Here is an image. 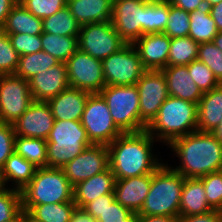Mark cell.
Listing matches in <instances>:
<instances>
[{"mask_svg":"<svg viewBox=\"0 0 222 222\" xmlns=\"http://www.w3.org/2000/svg\"><path fill=\"white\" fill-rule=\"evenodd\" d=\"M207 202L205 188L199 178H185L179 206V216L212 212Z\"/></svg>","mask_w":222,"mask_h":222,"instance_id":"25","label":"cell"},{"mask_svg":"<svg viewBox=\"0 0 222 222\" xmlns=\"http://www.w3.org/2000/svg\"><path fill=\"white\" fill-rule=\"evenodd\" d=\"M42 51L66 62L78 49V37L59 36L43 32L41 34Z\"/></svg>","mask_w":222,"mask_h":222,"instance_id":"33","label":"cell"},{"mask_svg":"<svg viewBox=\"0 0 222 222\" xmlns=\"http://www.w3.org/2000/svg\"><path fill=\"white\" fill-rule=\"evenodd\" d=\"M25 222H37L33 218H31L27 211H25Z\"/></svg>","mask_w":222,"mask_h":222,"instance_id":"57","label":"cell"},{"mask_svg":"<svg viewBox=\"0 0 222 222\" xmlns=\"http://www.w3.org/2000/svg\"><path fill=\"white\" fill-rule=\"evenodd\" d=\"M67 7L80 26L111 21L113 0H67Z\"/></svg>","mask_w":222,"mask_h":222,"instance_id":"23","label":"cell"},{"mask_svg":"<svg viewBox=\"0 0 222 222\" xmlns=\"http://www.w3.org/2000/svg\"><path fill=\"white\" fill-rule=\"evenodd\" d=\"M139 222H179V217L139 215Z\"/></svg>","mask_w":222,"mask_h":222,"instance_id":"51","label":"cell"},{"mask_svg":"<svg viewBox=\"0 0 222 222\" xmlns=\"http://www.w3.org/2000/svg\"><path fill=\"white\" fill-rule=\"evenodd\" d=\"M198 46L191 37L171 38L168 66L189 65L197 60Z\"/></svg>","mask_w":222,"mask_h":222,"instance_id":"36","label":"cell"},{"mask_svg":"<svg viewBox=\"0 0 222 222\" xmlns=\"http://www.w3.org/2000/svg\"><path fill=\"white\" fill-rule=\"evenodd\" d=\"M213 43L222 51V32H218L213 39Z\"/></svg>","mask_w":222,"mask_h":222,"instance_id":"54","label":"cell"},{"mask_svg":"<svg viewBox=\"0 0 222 222\" xmlns=\"http://www.w3.org/2000/svg\"><path fill=\"white\" fill-rule=\"evenodd\" d=\"M7 34L41 35L42 19L30 13L21 3L15 4L2 29Z\"/></svg>","mask_w":222,"mask_h":222,"instance_id":"27","label":"cell"},{"mask_svg":"<svg viewBox=\"0 0 222 222\" xmlns=\"http://www.w3.org/2000/svg\"><path fill=\"white\" fill-rule=\"evenodd\" d=\"M29 87L34 101L47 102L57 96L70 87L66 63L60 62L58 65L38 73L29 80Z\"/></svg>","mask_w":222,"mask_h":222,"instance_id":"18","label":"cell"},{"mask_svg":"<svg viewBox=\"0 0 222 222\" xmlns=\"http://www.w3.org/2000/svg\"><path fill=\"white\" fill-rule=\"evenodd\" d=\"M6 222H25V210H21L14 218Z\"/></svg>","mask_w":222,"mask_h":222,"instance_id":"53","label":"cell"},{"mask_svg":"<svg viewBox=\"0 0 222 222\" xmlns=\"http://www.w3.org/2000/svg\"><path fill=\"white\" fill-rule=\"evenodd\" d=\"M199 179L204 185L210 207L222 212V171L209 173Z\"/></svg>","mask_w":222,"mask_h":222,"instance_id":"42","label":"cell"},{"mask_svg":"<svg viewBox=\"0 0 222 222\" xmlns=\"http://www.w3.org/2000/svg\"><path fill=\"white\" fill-rule=\"evenodd\" d=\"M12 1L15 2L16 4L23 2V0H12Z\"/></svg>","mask_w":222,"mask_h":222,"instance_id":"58","label":"cell"},{"mask_svg":"<svg viewBox=\"0 0 222 222\" xmlns=\"http://www.w3.org/2000/svg\"><path fill=\"white\" fill-rule=\"evenodd\" d=\"M126 44L116 32L112 21L91 23L80 27L78 48L101 61Z\"/></svg>","mask_w":222,"mask_h":222,"instance_id":"10","label":"cell"},{"mask_svg":"<svg viewBox=\"0 0 222 222\" xmlns=\"http://www.w3.org/2000/svg\"><path fill=\"white\" fill-rule=\"evenodd\" d=\"M22 210L21 191L3 187L0 189V222L10 221Z\"/></svg>","mask_w":222,"mask_h":222,"instance_id":"38","label":"cell"},{"mask_svg":"<svg viewBox=\"0 0 222 222\" xmlns=\"http://www.w3.org/2000/svg\"><path fill=\"white\" fill-rule=\"evenodd\" d=\"M218 32H222V1L209 7Z\"/></svg>","mask_w":222,"mask_h":222,"instance_id":"50","label":"cell"},{"mask_svg":"<svg viewBox=\"0 0 222 222\" xmlns=\"http://www.w3.org/2000/svg\"><path fill=\"white\" fill-rule=\"evenodd\" d=\"M187 68L189 75L193 78L194 83L200 88L203 94L221 84L214 73L204 63L198 60L192 61L187 65Z\"/></svg>","mask_w":222,"mask_h":222,"instance_id":"41","label":"cell"},{"mask_svg":"<svg viewBox=\"0 0 222 222\" xmlns=\"http://www.w3.org/2000/svg\"><path fill=\"white\" fill-rule=\"evenodd\" d=\"M211 133L217 138L220 143H222V119L218 126L211 131Z\"/></svg>","mask_w":222,"mask_h":222,"instance_id":"52","label":"cell"},{"mask_svg":"<svg viewBox=\"0 0 222 222\" xmlns=\"http://www.w3.org/2000/svg\"><path fill=\"white\" fill-rule=\"evenodd\" d=\"M221 1H222V0H205L207 7H210V6H213V5H215V4H218V3H220Z\"/></svg>","mask_w":222,"mask_h":222,"instance_id":"56","label":"cell"},{"mask_svg":"<svg viewBox=\"0 0 222 222\" xmlns=\"http://www.w3.org/2000/svg\"><path fill=\"white\" fill-rule=\"evenodd\" d=\"M20 55L13 48L8 34L0 30V75L14 74Z\"/></svg>","mask_w":222,"mask_h":222,"instance_id":"40","label":"cell"},{"mask_svg":"<svg viewBox=\"0 0 222 222\" xmlns=\"http://www.w3.org/2000/svg\"><path fill=\"white\" fill-rule=\"evenodd\" d=\"M170 40L164 33H148L133 43L146 70H162L168 66Z\"/></svg>","mask_w":222,"mask_h":222,"instance_id":"17","label":"cell"},{"mask_svg":"<svg viewBox=\"0 0 222 222\" xmlns=\"http://www.w3.org/2000/svg\"><path fill=\"white\" fill-rule=\"evenodd\" d=\"M148 0H113L111 21L127 44L144 35V4Z\"/></svg>","mask_w":222,"mask_h":222,"instance_id":"14","label":"cell"},{"mask_svg":"<svg viewBox=\"0 0 222 222\" xmlns=\"http://www.w3.org/2000/svg\"><path fill=\"white\" fill-rule=\"evenodd\" d=\"M8 37L20 56L42 51L41 35L8 34Z\"/></svg>","mask_w":222,"mask_h":222,"instance_id":"44","label":"cell"},{"mask_svg":"<svg viewBox=\"0 0 222 222\" xmlns=\"http://www.w3.org/2000/svg\"><path fill=\"white\" fill-rule=\"evenodd\" d=\"M162 163L153 173L151 187L138 215L179 217L185 177Z\"/></svg>","mask_w":222,"mask_h":222,"instance_id":"4","label":"cell"},{"mask_svg":"<svg viewBox=\"0 0 222 222\" xmlns=\"http://www.w3.org/2000/svg\"><path fill=\"white\" fill-rule=\"evenodd\" d=\"M36 169V166L14 151L0 170L3 187H10L8 184L13 182L12 188L22 190L31 181Z\"/></svg>","mask_w":222,"mask_h":222,"instance_id":"26","label":"cell"},{"mask_svg":"<svg viewBox=\"0 0 222 222\" xmlns=\"http://www.w3.org/2000/svg\"><path fill=\"white\" fill-rule=\"evenodd\" d=\"M42 23L43 32L59 36L78 37L81 27L67 5L52 16L42 19Z\"/></svg>","mask_w":222,"mask_h":222,"instance_id":"32","label":"cell"},{"mask_svg":"<svg viewBox=\"0 0 222 222\" xmlns=\"http://www.w3.org/2000/svg\"><path fill=\"white\" fill-rule=\"evenodd\" d=\"M83 209L97 222H122L132 213L115 200L114 194L97 197Z\"/></svg>","mask_w":222,"mask_h":222,"instance_id":"28","label":"cell"},{"mask_svg":"<svg viewBox=\"0 0 222 222\" xmlns=\"http://www.w3.org/2000/svg\"><path fill=\"white\" fill-rule=\"evenodd\" d=\"M99 94L106 101L114 123L123 133H137L147 129L140 121L136 85L105 86Z\"/></svg>","mask_w":222,"mask_h":222,"instance_id":"7","label":"cell"},{"mask_svg":"<svg viewBox=\"0 0 222 222\" xmlns=\"http://www.w3.org/2000/svg\"><path fill=\"white\" fill-rule=\"evenodd\" d=\"M65 63L70 87L93 94L106 86L101 60L78 48Z\"/></svg>","mask_w":222,"mask_h":222,"instance_id":"12","label":"cell"},{"mask_svg":"<svg viewBox=\"0 0 222 222\" xmlns=\"http://www.w3.org/2000/svg\"><path fill=\"white\" fill-rule=\"evenodd\" d=\"M115 182V175L108 168L87 180L77 183L73 189V202L76 207L84 208L97 197L114 194Z\"/></svg>","mask_w":222,"mask_h":222,"instance_id":"22","label":"cell"},{"mask_svg":"<svg viewBox=\"0 0 222 222\" xmlns=\"http://www.w3.org/2000/svg\"><path fill=\"white\" fill-rule=\"evenodd\" d=\"M70 222H97V220L83 208L75 207L71 215Z\"/></svg>","mask_w":222,"mask_h":222,"instance_id":"48","label":"cell"},{"mask_svg":"<svg viewBox=\"0 0 222 222\" xmlns=\"http://www.w3.org/2000/svg\"><path fill=\"white\" fill-rule=\"evenodd\" d=\"M221 214V211L213 210L204 214L179 216V222H220Z\"/></svg>","mask_w":222,"mask_h":222,"instance_id":"46","label":"cell"},{"mask_svg":"<svg viewBox=\"0 0 222 222\" xmlns=\"http://www.w3.org/2000/svg\"><path fill=\"white\" fill-rule=\"evenodd\" d=\"M3 188V185H2V181H1V178H0V189Z\"/></svg>","mask_w":222,"mask_h":222,"instance_id":"59","label":"cell"},{"mask_svg":"<svg viewBox=\"0 0 222 222\" xmlns=\"http://www.w3.org/2000/svg\"><path fill=\"white\" fill-rule=\"evenodd\" d=\"M14 151L37 168L47 167V142L45 139L16 136Z\"/></svg>","mask_w":222,"mask_h":222,"instance_id":"34","label":"cell"},{"mask_svg":"<svg viewBox=\"0 0 222 222\" xmlns=\"http://www.w3.org/2000/svg\"><path fill=\"white\" fill-rule=\"evenodd\" d=\"M190 12L175 7L169 2L168 23L164 30L169 38L187 37L190 30Z\"/></svg>","mask_w":222,"mask_h":222,"instance_id":"37","label":"cell"},{"mask_svg":"<svg viewBox=\"0 0 222 222\" xmlns=\"http://www.w3.org/2000/svg\"><path fill=\"white\" fill-rule=\"evenodd\" d=\"M74 186L62 168H37L31 181L22 188V204L65 203L73 201Z\"/></svg>","mask_w":222,"mask_h":222,"instance_id":"6","label":"cell"},{"mask_svg":"<svg viewBox=\"0 0 222 222\" xmlns=\"http://www.w3.org/2000/svg\"><path fill=\"white\" fill-rule=\"evenodd\" d=\"M15 137L13 125L0 122V170L14 152Z\"/></svg>","mask_w":222,"mask_h":222,"instance_id":"45","label":"cell"},{"mask_svg":"<svg viewBox=\"0 0 222 222\" xmlns=\"http://www.w3.org/2000/svg\"><path fill=\"white\" fill-rule=\"evenodd\" d=\"M197 60L204 63L222 84V51L213 42L199 44Z\"/></svg>","mask_w":222,"mask_h":222,"instance_id":"39","label":"cell"},{"mask_svg":"<svg viewBox=\"0 0 222 222\" xmlns=\"http://www.w3.org/2000/svg\"><path fill=\"white\" fill-rule=\"evenodd\" d=\"M171 5L181 8L187 12L195 11L198 8L206 6L205 0H168Z\"/></svg>","mask_w":222,"mask_h":222,"instance_id":"47","label":"cell"},{"mask_svg":"<svg viewBox=\"0 0 222 222\" xmlns=\"http://www.w3.org/2000/svg\"><path fill=\"white\" fill-rule=\"evenodd\" d=\"M168 146L181 162L173 169L185 178L222 171V143L211 132L195 131L174 139Z\"/></svg>","mask_w":222,"mask_h":222,"instance_id":"2","label":"cell"},{"mask_svg":"<svg viewBox=\"0 0 222 222\" xmlns=\"http://www.w3.org/2000/svg\"><path fill=\"white\" fill-rule=\"evenodd\" d=\"M46 142L50 168H62L92 145L81 121L74 120H55Z\"/></svg>","mask_w":222,"mask_h":222,"instance_id":"5","label":"cell"},{"mask_svg":"<svg viewBox=\"0 0 222 222\" xmlns=\"http://www.w3.org/2000/svg\"><path fill=\"white\" fill-rule=\"evenodd\" d=\"M90 94V92L69 87L47 103L55 120L81 121Z\"/></svg>","mask_w":222,"mask_h":222,"instance_id":"20","label":"cell"},{"mask_svg":"<svg viewBox=\"0 0 222 222\" xmlns=\"http://www.w3.org/2000/svg\"><path fill=\"white\" fill-rule=\"evenodd\" d=\"M189 19V37L198 44L213 42L218 31L210 14L209 7L203 6L190 12Z\"/></svg>","mask_w":222,"mask_h":222,"instance_id":"30","label":"cell"},{"mask_svg":"<svg viewBox=\"0 0 222 222\" xmlns=\"http://www.w3.org/2000/svg\"><path fill=\"white\" fill-rule=\"evenodd\" d=\"M50 106L44 101H33L12 124L16 136L47 139L54 124Z\"/></svg>","mask_w":222,"mask_h":222,"instance_id":"16","label":"cell"},{"mask_svg":"<svg viewBox=\"0 0 222 222\" xmlns=\"http://www.w3.org/2000/svg\"><path fill=\"white\" fill-rule=\"evenodd\" d=\"M152 174L116 179L115 200L131 212L139 213L151 187Z\"/></svg>","mask_w":222,"mask_h":222,"instance_id":"19","label":"cell"},{"mask_svg":"<svg viewBox=\"0 0 222 222\" xmlns=\"http://www.w3.org/2000/svg\"><path fill=\"white\" fill-rule=\"evenodd\" d=\"M81 124L92 144L109 145L123 134L114 123L107 103L99 93L89 95Z\"/></svg>","mask_w":222,"mask_h":222,"instance_id":"8","label":"cell"},{"mask_svg":"<svg viewBox=\"0 0 222 222\" xmlns=\"http://www.w3.org/2000/svg\"><path fill=\"white\" fill-rule=\"evenodd\" d=\"M15 4L12 0H0V30L3 29L6 18Z\"/></svg>","mask_w":222,"mask_h":222,"instance_id":"49","label":"cell"},{"mask_svg":"<svg viewBox=\"0 0 222 222\" xmlns=\"http://www.w3.org/2000/svg\"><path fill=\"white\" fill-rule=\"evenodd\" d=\"M161 71L167 83L169 96L198 104L203 93L189 75L187 65L166 66Z\"/></svg>","mask_w":222,"mask_h":222,"instance_id":"21","label":"cell"},{"mask_svg":"<svg viewBox=\"0 0 222 222\" xmlns=\"http://www.w3.org/2000/svg\"><path fill=\"white\" fill-rule=\"evenodd\" d=\"M106 86L136 85L146 69L133 44H126L102 60Z\"/></svg>","mask_w":222,"mask_h":222,"instance_id":"9","label":"cell"},{"mask_svg":"<svg viewBox=\"0 0 222 222\" xmlns=\"http://www.w3.org/2000/svg\"><path fill=\"white\" fill-rule=\"evenodd\" d=\"M122 222H139L138 213L132 212L126 219L122 220Z\"/></svg>","mask_w":222,"mask_h":222,"instance_id":"55","label":"cell"},{"mask_svg":"<svg viewBox=\"0 0 222 222\" xmlns=\"http://www.w3.org/2000/svg\"><path fill=\"white\" fill-rule=\"evenodd\" d=\"M222 119V84L203 94L197 104V131L211 132Z\"/></svg>","mask_w":222,"mask_h":222,"instance_id":"24","label":"cell"},{"mask_svg":"<svg viewBox=\"0 0 222 222\" xmlns=\"http://www.w3.org/2000/svg\"><path fill=\"white\" fill-rule=\"evenodd\" d=\"M146 131L168 146L174 139L197 131V104L169 96Z\"/></svg>","mask_w":222,"mask_h":222,"instance_id":"3","label":"cell"},{"mask_svg":"<svg viewBox=\"0 0 222 222\" xmlns=\"http://www.w3.org/2000/svg\"><path fill=\"white\" fill-rule=\"evenodd\" d=\"M168 15L169 1H147L144 4V34L163 33Z\"/></svg>","mask_w":222,"mask_h":222,"instance_id":"35","label":"cell"},{"mask_svg":"<svg viewBox=\"0 0 222 222\" xmlns=\"http://www.w3.org/2000/svg\"><path fill=\"white\" fill-rule=\"evenodd\" d=\"M33 101L29 81L15 74L0 75V122L12 125Z\"/></svg>","mask_w":222,"mask_h":222,"instance_id":"11","label":"cell"},{"mask_svg":"<svg viewBox=\"0 0 222 222\" xmlns=\"http://www.w3.org/2000/svg\"><path fill=\"white\" fill-rule=\"evenodd\" d=\"M60 62L45 51L20 56L18 67L14 73L17 77L29 81L40 72L46 71Z\"/></svg>","mask_w":222,"mask_h":222,"instance_id":"31","label":"cell"},{"mask_svg":"<svg viewBox=\"0 0 222 222\" xmlns=\"http://www.w3.org/2000/svg\"><path fill=\"white\" fill-rule=\"evenodd\" d=\"M21 4L37 18L44 19L65 7L67 0H23Z\"/></svg>","mask_w":222,"mask_h":222,"instance_id":"43","label":"cell"},{"mask_svg":"<svg viewBox=\"0 0 222 222\" xmlns=\"http://www.w3.org/2000/svg\"><path fill=\"white\" fill-rule=\"evenodd\" d=\"M76 204L65 203L22 204V209L37 222H70Z\"/></svg>","mask_w":222,"mask_h":222,"instance_id":"29","label":"cell"},{"mask_svg":"<svg viewBox=\"0 0 222 222\" xmlns=\"http://www.w3.org/2000/svg\"><path fill=\"white\" fill-rule=\"evenodd\" d=\"M136 86L140 121L148 127L157 116L162 103L169 97L167 83L161 70H146Z\"/></svg>","mask_w":222,"mask_h":222,"instance_id":"13","label":"cell"},{"mask_svg":"<svg viewBox=\"0 0 222 222\" xmlns=\"http://www.w3.org/2000/svg\"><path fill=\"white\" fill-rule=\"evenodd\" d=\"M155 139L145 130L123 133L108 147L109 168L116 179L152 174L163 162L154 154ZM153 153V154H152Z\"/></svg>","mask_w":222,"mask_h":222,"instance_id":"1","label":"cell"},{"mask_svg":"<svg viewBox=\"0 0 222 222\" xmlns=\"http://www.w3.org/2000/svg\"><path fill=\"white\" fill-rule=\"evenodd\" d=\"M148 1H168V0H148Z\"/></svg>","mask_w":222,"mask_h":222,"instance_id":"60","label":"cell"},{"mask_svg":"<svg viewBox=\"0 0 222 222\" xmlns=\"http://www.w3.org/2000/svg\"><path fill=\"white\" fill-rule=\"evenodd\" d=\"M109 168L107 145L92 144L62 167L66 178L75 186Z\"/></svg>","mask_w":222,"mask_h":222,"instance_id":"15","label":"cell"}]
</instances>
